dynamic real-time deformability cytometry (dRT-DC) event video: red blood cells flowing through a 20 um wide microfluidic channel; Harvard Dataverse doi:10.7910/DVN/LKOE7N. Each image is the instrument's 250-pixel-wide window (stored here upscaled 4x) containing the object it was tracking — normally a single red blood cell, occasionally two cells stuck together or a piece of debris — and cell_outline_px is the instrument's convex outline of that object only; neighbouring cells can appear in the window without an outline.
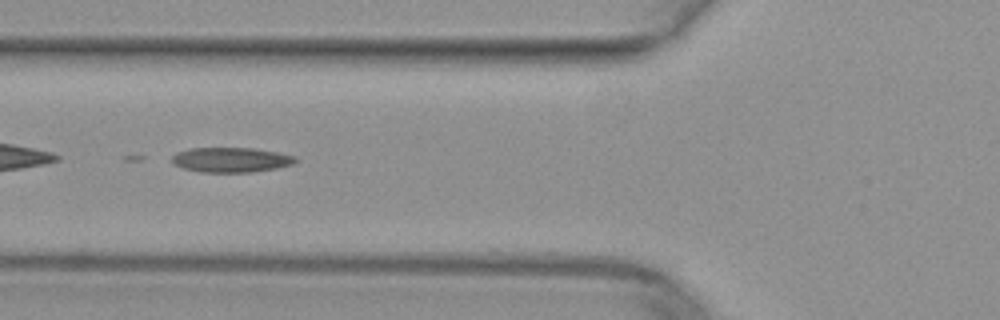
{"species": "common noctule bat (a hibernating species)", "species_latin": "Nyctalus noctula", "temperature_condition": "warm", "stored_images_in_passage": 34, "camera_frame_rate_fps": 3000, "um_per_image_px": 0.085, "animal": {"sex": "female", "body_mass_g": 29.2, "forearm_length_mm": 56.3}, "frame": {"image": 1, "passage_image": 5, "time_ms": 1.333, "image_size_px": [1000, 320], "cell_outline_px": [[296, 160], [292, 164], [276, 168], [252, 172], [200, 172], [184, 168], [172, 164], [172, 156], [176, 152], [188, 148], [252, 148], [276, 152], [296, 156]], "centroid_in_image_um": [19.59, 13.58], "position_along_channel_um": 106.2, "area_um2": 17.86}}
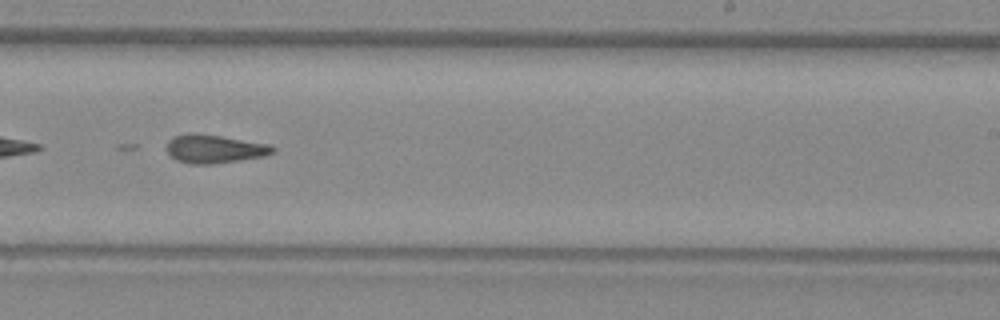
{"frame": {"image": 2, "passage_image": 17, "time_ms": 5.333, "image_size_px": [1000, 320], "cell_outline_px": [[276, 152], [264, 156], [212, 164], [192, 164], [176, 160], [164, 148], [168, 140], [172, 136], [192, 132], [220, 136], [272, 144], [276, 148]], "centroid_in_image_um": [18.22, 12.64], "position_along_channel_um": 270.8, "area_um2": 17.8}}